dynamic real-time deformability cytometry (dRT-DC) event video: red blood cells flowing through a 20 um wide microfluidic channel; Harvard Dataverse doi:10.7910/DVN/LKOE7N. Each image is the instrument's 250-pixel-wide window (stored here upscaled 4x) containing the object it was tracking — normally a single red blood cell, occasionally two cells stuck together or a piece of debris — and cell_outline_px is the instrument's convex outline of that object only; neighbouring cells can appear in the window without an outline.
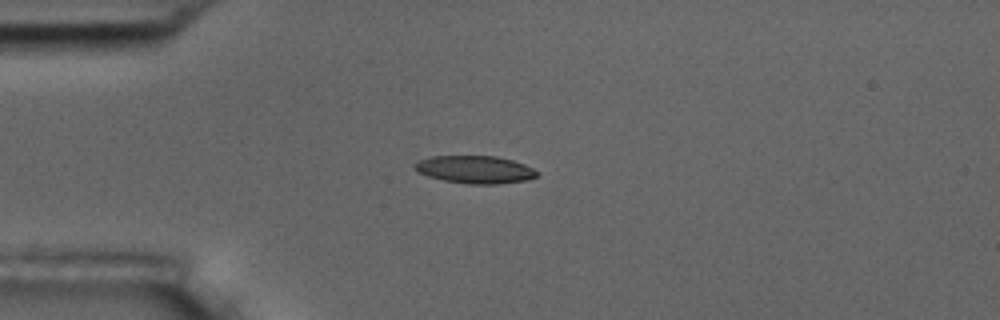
{"species": "common noctule bat (a hibernating species)", "species_latin": "Nyctalus noctula", "temperature_condition": "room temperature", "stored_images_in_passage": 9, "camera_frame_rate_fps": 3000, "um_per_image_px": 0.085, "animal": {"sex": "male", "body_mass_g": 17.5, "forearm_length_mm": 52.3}, "frame": {"image": 1, "passage_image": 2, "time_ms": 1.0, "image_size_px": [1000, 320], "cell_outline_px": [[540, 172], [536, 176], [524, 180], [496, 184], [468, 184], [444, 180], [428, 176], [416, 172], [412, 168], [412, 164], [420, 160], [432, 156], [496, 156], [512, 160], [524, 164]], "centroid_in_image_um": [40.33, 14.4], "position_along_channel_um": 44.7, "area_um2": 19.71}}
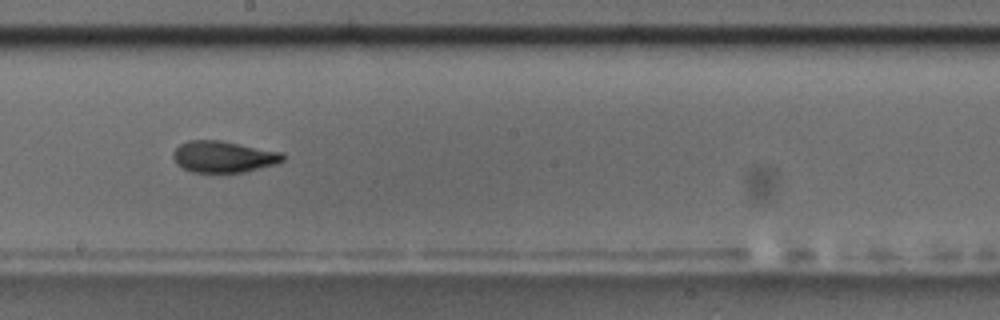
{"frame": {"image": 2, "passage_image": 7, "time_ms": 6.667, "image_size_px": [1000, 320], "cell_outline_px": [[284, 160], [276, 164], [244, 172], [192, 172], [176, 164], [172, 156], [172, 152], [180, 144], [188, 140], [220, 140], [284, 152]], "centroid_in_image_um": [19.0, 13.31], "position_along_channel_um": 229.2, "area_um2": 20.23}}
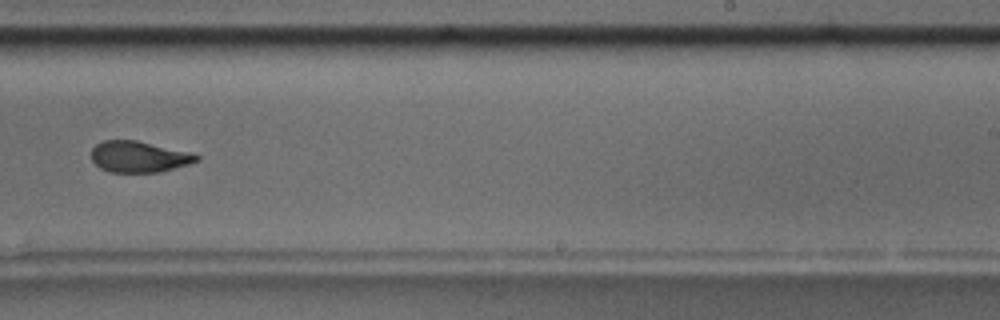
{"frame": {"image": 3, "passage_image": 8, "time_ms": 8.0, "image_size_px": [1000, 320], "cell_outline_px": [[200, 160], [188, 164], [160, 172], [112, 172], [100, 168], [92, 160], [92, 148], [96, 144], [104, 140], [136, 140], [196, 152], [200, 156]], "centroid_in_image_um": [11.87, 13.31], "position_along_channel_um": 277.1, "area_um2": 19.36}}